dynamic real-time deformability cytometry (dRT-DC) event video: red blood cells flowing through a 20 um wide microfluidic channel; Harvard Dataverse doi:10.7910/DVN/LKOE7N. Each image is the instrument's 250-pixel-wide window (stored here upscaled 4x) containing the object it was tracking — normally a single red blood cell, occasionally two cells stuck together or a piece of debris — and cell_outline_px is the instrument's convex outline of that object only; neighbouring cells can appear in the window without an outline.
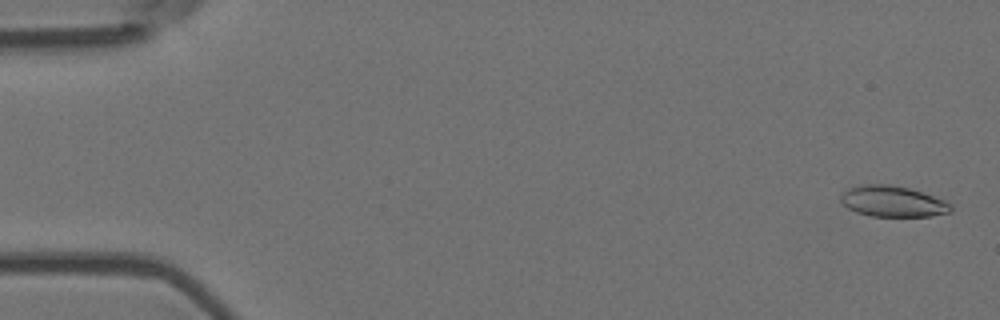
{"species": "Egyptian fruit bat (a non-hibernating species)", "species_latin": "Rousettus aegyptiacus", "temperature_condition": "room temperature", "stored_images_in_passage": 5, "camera_frame_rate_fps": 3000, "um_per_image_px": 0.085, "animal": {"sex": "female"}, "frame": {"image": 1, "passage_image": 1, "time_ms": 0.0, "image_size_px": [1000, 320], "cell_outline_px": [[952, 212], [932, 216], [872, 216], [856, 212], [848, 208], [840, 200], [840, 192], [848, 188], [860, 184], [888, 184], [908, 188], [944, 200], [952, 204]], "centroid_in_image_um": [75.85, 17.11], "position_along_channel_um": 9.1, "area_um2": 19.88}}
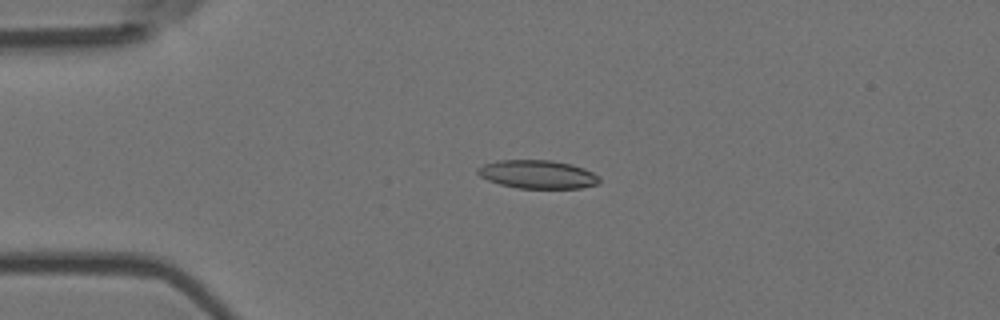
{"frame": {"image": 2, "passage_image": 4, "time_ms": 1.0, "image_size_px": [1000, 320], "cell_outline_px": [[600, 180], [596, 184], [580, 188], [516, 188], [500, 184], [488, 180], [480, 176], [476, 172], [476, 168], [484, 164], [500, 160], [552, 160], [572, 164], [584, 168], [600, 176]], "centroid_in_image_um": [45.69, 14.81], "position_along_channel_um": 39.3, "area_um2": 20.17}}